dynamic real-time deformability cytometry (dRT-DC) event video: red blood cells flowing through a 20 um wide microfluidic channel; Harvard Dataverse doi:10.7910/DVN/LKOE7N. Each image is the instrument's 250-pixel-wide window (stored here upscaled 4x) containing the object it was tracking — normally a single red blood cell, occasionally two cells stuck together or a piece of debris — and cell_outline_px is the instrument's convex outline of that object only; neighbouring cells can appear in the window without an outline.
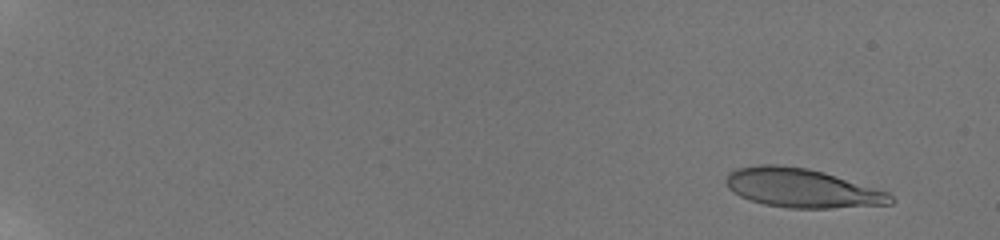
{"species": "human", "species_latin": "Homo sapiens", "temperature_condition": "room temperature", "stored_images_in_passage": 9, "camera_frame_rate_fps": 3000, "um_per_image_px": 0.085, "donor": {"sex": "male"}, "frame": {"image": 1, "passage_image": 2, "time_ms": 1.0, "image_size_px": [1000, 240], "cell_outline_px": [[896, 200], [892, 204], [832, 208], [788, 208], [764, 204], [740, 196], [732, 192], [728, 188], [724, 180], [728, 172], [736, 168], [760, 164], [776, 164], [808, 168], [824, 172], [888, 192]], "centroid_in_image_um": [68.13, 15.98], "position_along_channel_um": 16.9, "area_um2": 37.51}}
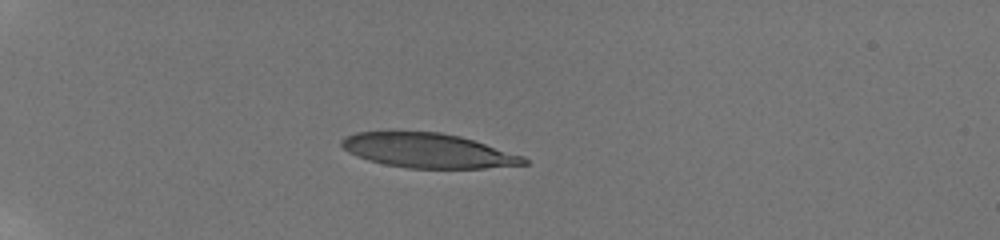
{"frame": {"image": 2, "passage_image": 7, "time_ms": 5.667, "image_size_px": [1000, 240], "cell_outline_px": [[528, 164], [484, 168], [408, 168], [384, 164], [368, 160], [356, 156], [348, 152], [340, 144], [340, 140], [344, 136], [356, 132], [440, 132], [460, 136], [524, 156], [528, 160]], "centroid_in_image_um": [36.35, 12.8], "position_along_channel_um": 48.6, "area_um2": 36.53}}
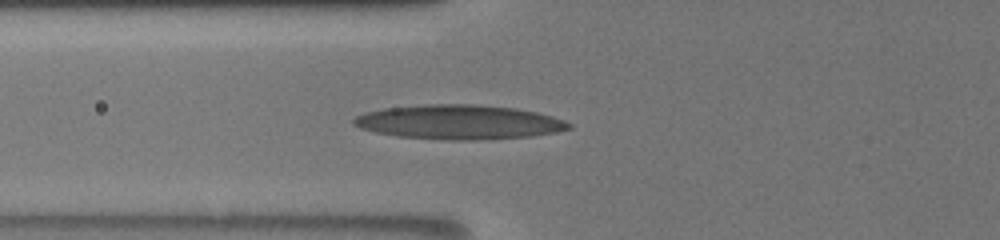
{"frame": {"image": 3, "passage_image": 9, "time_ms": 8.0, "image_size_px": [1000, 240], "cell_outline_px": [[572, 128], [556, 132], [532, 136], [476, 140], [448, 140], [396, 136], [376, 132], [360, 128], [352, 124], [352, 120], [356, 116], [364, 112], [384, 108], [424, 104], [476, 104], [516, 108], [536, 112], [552, 116], [564, 120], [572, 124]], "centroid_in_image_um": [39.01, 10.37], "position_along_channel_um": 86.8, "area_um2": 43.35}}